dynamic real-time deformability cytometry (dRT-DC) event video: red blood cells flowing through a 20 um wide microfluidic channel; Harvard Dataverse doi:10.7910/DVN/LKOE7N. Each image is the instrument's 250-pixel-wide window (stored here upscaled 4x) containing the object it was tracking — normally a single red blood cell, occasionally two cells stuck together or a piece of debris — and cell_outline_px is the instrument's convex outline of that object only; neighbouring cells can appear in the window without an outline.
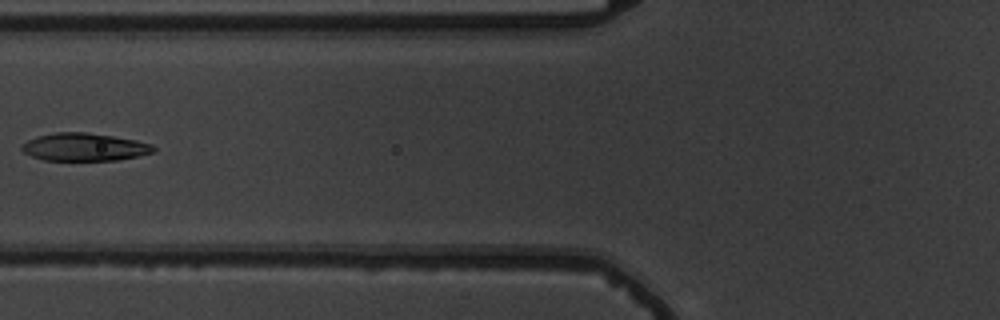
{"species": "common noctule bat (a hibernating species)", "species_latin": "Nyctalus noctula", "temperature_condition": "warm", "stored_images_in_passage": 7, "camera_frame_rate_fps": 3000, "um_per_image_px": 0.085, "animal": {"sex": "male", "body_mass_g": 19.5, "forearm_length_mm": 54.6}, "frame": {"image": 1, "passage_image": 6, "time_ms": 6.0, "image_size_px": [1000, 320], "cell_outline_px": [[156, 152], [140, 156], [116, 160], [44, 160], [32, 156], [24, 152], [20, 148], [20, 144], [36, 136], [56, 132], [84, 132], [112, 136], [136, 140], [152, 144], [156, 148]], "centroid_in_image_um": [7.18, 12.5], "position_along_channel_um": 118.6, "area_um2": 21.44}}
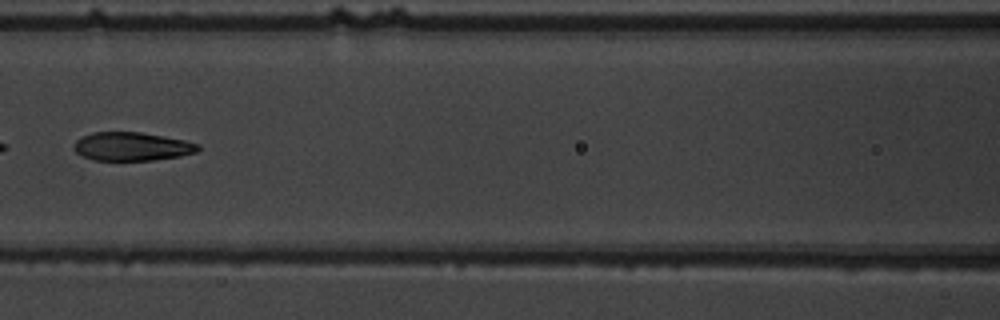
{"frame": {"image": 2, "passage_image": 7, "time_ms": 7.0, "image_size_px": [1000, 320], "cell_outline_px": [[200, 148], [196, 152], [180, 156], [152, 160], [92, 160], [76, 152], [72, 148], [72, 144], [76, 140], [92, 132], [140, 132], [184, 140], [200, 144]], "centroid_in_image_um": [11.19, 12.45], "position_along_channel_um": 155.4, "area_um2": 20.58}}